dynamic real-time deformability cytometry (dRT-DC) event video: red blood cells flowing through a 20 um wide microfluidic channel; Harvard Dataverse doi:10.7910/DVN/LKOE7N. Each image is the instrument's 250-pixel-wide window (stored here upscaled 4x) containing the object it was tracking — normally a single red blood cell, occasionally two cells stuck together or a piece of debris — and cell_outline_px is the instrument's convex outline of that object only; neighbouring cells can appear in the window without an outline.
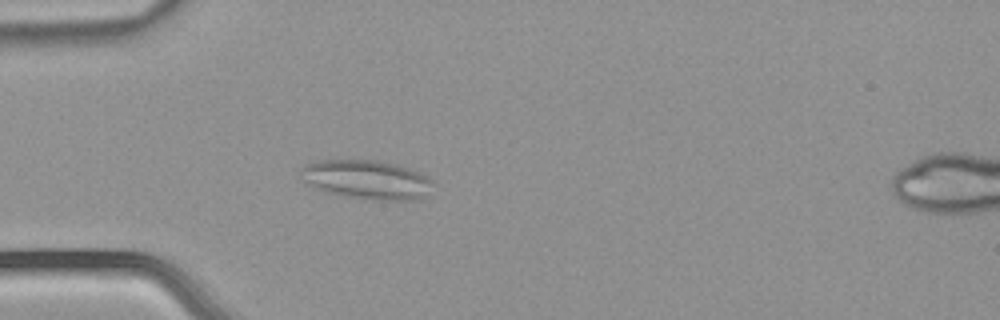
{"species": "common noctule bat (a hibernating species)", "species_latin": "Nyctalus noctula", "temperature_condition": "warm", "stored_images_in_passage": 3, "camera_frame_rate_fps": 3000, "um_per_image_px": 0.085, "animal": {"sex": "male", "body_mass_g": 21.5, "forearm_length_mm": 52.0}, "frame": {"image": 1, "passage_image": 3, "time_ms": 0.667, "image_size_px": [1000, 320], "cell_outline_px": [[436, 184], [428, 196], [420, 200], [372, 200], [340, 196], [324, 192], [300, 180], [300, 168], [304, 164], [312, 160], [376, 160], [396, 164], [408, 168], [428, 176]], "centroid_in_image_um": [31.17, 15.28], "position_along_channel_um": 53.8, "area_um2": 31.04}}